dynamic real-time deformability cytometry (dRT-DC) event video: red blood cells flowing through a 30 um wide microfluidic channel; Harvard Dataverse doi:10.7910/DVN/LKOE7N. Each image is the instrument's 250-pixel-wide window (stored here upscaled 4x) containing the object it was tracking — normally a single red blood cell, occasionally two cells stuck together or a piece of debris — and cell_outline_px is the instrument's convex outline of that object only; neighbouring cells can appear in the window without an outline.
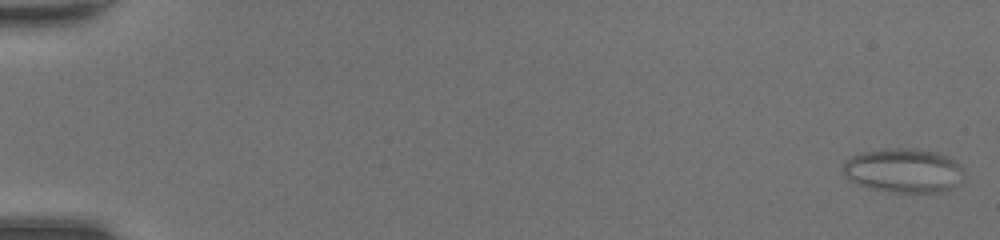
{"species": "common noctule bat (a hibernating species)", "species_latin": "Nyctalus noctula", "temperature_condition": "room temperature", "stored_images_in_passage": 48, "camera_frame_rate_fps": 3000, "um_per_image_px": 0.085, "animal": {"sex": "female", "body_mass_g": 20.0, "forearm_length_mm": 54.0}, "frame": {"image": 1, "passage_image": 1, "time_ms": 0.0, "image_size_px": [1000, 240], "cell_outline_px": [[964, 176], [960, 184], [956, 188], [940, 192], [888, 192], [868, 188], [856, 184], [848, 180], [840, 168], [844, 160], [856, 152], [884, 148], [916, 148], [936, 152], [948, 156], [956, 160], [964, 168]], "centroid_in_image_um": [76.79, 14.48], "position_along_channel_um": 8.2, "area_um2": 32.37}}
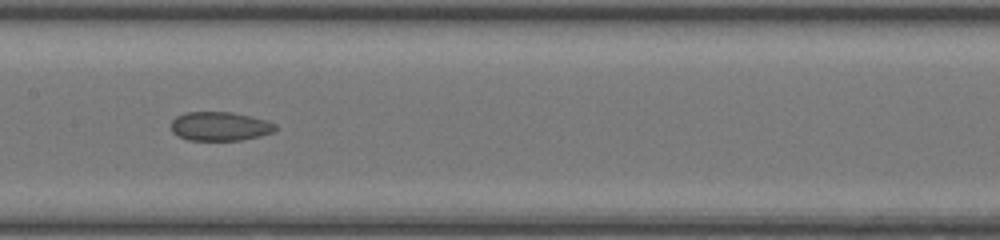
{"frame": {"image": 2, "passage_image": 26, "time_ms": 8.333, "image_size_px": [1000, 240], "cell_outline_px": [[276, 128], [272, 132], [260, 136], [240, 140], [188, 140], [176, 136], [172, 132], [172, 120], [176, 116], [184, 112], [232, 112], [268, 120], [276, 124]], "centroid_in_image_um": [18.67, 10.73], "position_along_channel_um": 188.7, "area_um2": 17.69}}
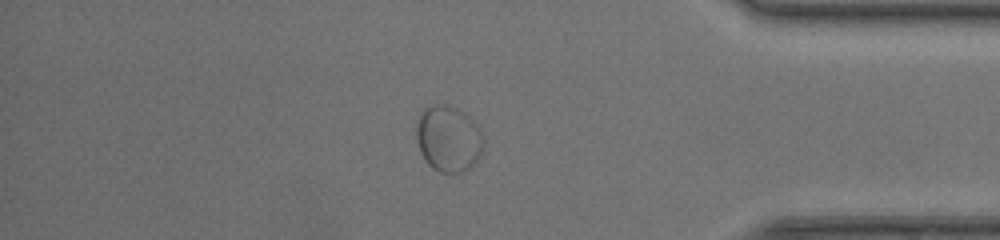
{"frame": {"image": 3, "passage_image": 42, "time_ms": 13.667, "image_size_px": [1000, 240], "cell_outline_px": [[484, 144], [472, 168], [464, 172], [440, 172], [432, 168], [428, 164], [420, 152], [416, 140], [416, 120], [420, 112], [428, 104], [448, 104], [460, 108], [480, 128], [484, 136]], "centroid_in_image_um": [38.1, 11.75], "position_along_channel_um": 397.1, "area_um2": 26.47}}